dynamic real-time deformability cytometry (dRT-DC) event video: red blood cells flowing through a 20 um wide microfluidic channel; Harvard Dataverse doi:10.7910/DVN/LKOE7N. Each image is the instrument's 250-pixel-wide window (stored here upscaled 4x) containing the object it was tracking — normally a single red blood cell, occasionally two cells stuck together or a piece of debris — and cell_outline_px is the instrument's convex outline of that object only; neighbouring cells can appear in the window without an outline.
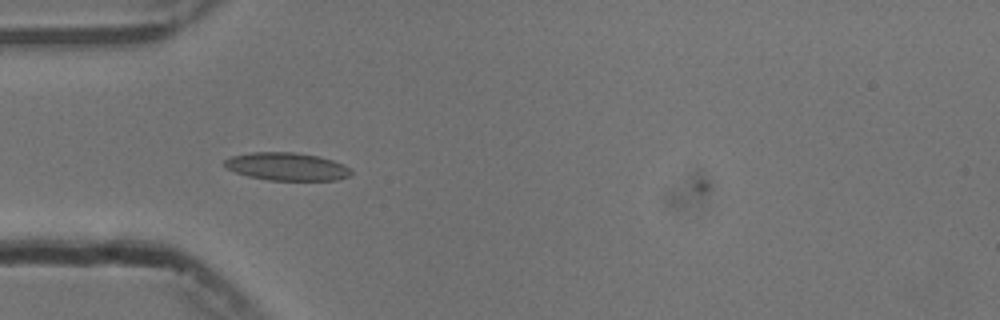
{"species": "common noctule bat (a hibernating species)", "species_latin": "Nyctalus noctula", "temperature_condition": "cold", "stored_images_in_passage": 36, "camera_frame_rate_fps": 3000, "um_per_image_px": 0.085, "animal": {"sex": "male", "body_mass_g": 13.3}, "frame": {"image": 1, "passage_image": 2, "time_ms": 0.333, "image_size_px": [1000, 320], "cell_outline_px": [[352, 172], [348, 176], [336, 180], [268, 180], [248, 176], [236, 172], [228, 168], [224, 164], [224, 160], [232, 156], [252, 152], [292, 152], [316, 156], [332, 160], [344, 164]], "centroid_in_image_um": [24.37, 14.16], "position_along_channel_um": 60.6, "area_um2": 20.29}}
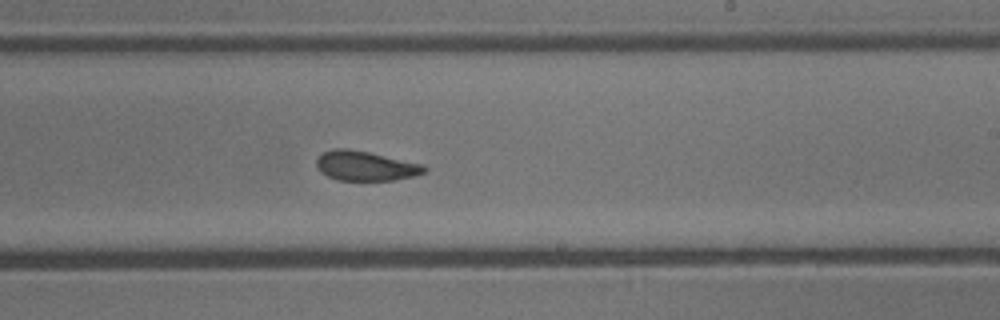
{"frame": {"image": 2, "passage_image": 18, "time_ms": 5.667, "image_size_px": [1000, 320], "cell_outline_px": [[428, 168], [424, 172], [416, 176], [392, 180], [336, 180], [320, 172], [316, 168], [316, 160], [324, 152], [332, 148], [348, 148], [368, 152], [424, 164]], "centroid_in_image_um": [31.06, 14.1], "position_along_channel_um": 257.9, "area_um2": 18.73}}
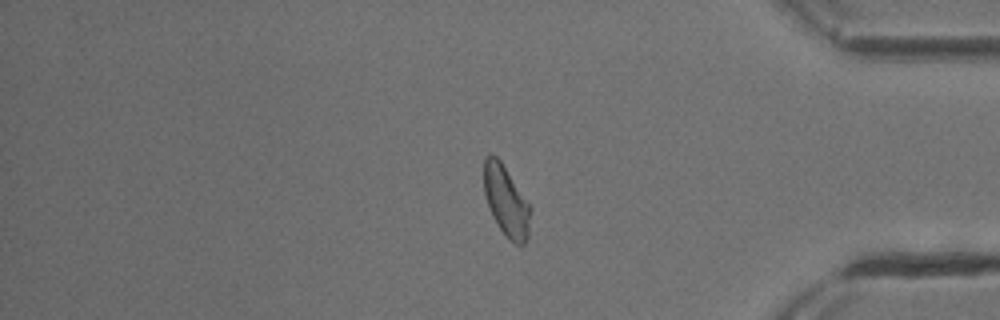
{"frame": {"image": 3, "passage_image": 31, "time_ms": 10.0, "image_size_px": [1000, 320], "cell_outline_px": [[532, 208], [528, 236], [524, 244], [516, 244], [500, 228], [492, 216], [488, 208], [484, 192], [484, 160], [492, 152], [500, 160]], "centroid_in_image_um": [43.02, 17.07], "position_along_channel_um": 392.2, "area_um2": 18.9}}